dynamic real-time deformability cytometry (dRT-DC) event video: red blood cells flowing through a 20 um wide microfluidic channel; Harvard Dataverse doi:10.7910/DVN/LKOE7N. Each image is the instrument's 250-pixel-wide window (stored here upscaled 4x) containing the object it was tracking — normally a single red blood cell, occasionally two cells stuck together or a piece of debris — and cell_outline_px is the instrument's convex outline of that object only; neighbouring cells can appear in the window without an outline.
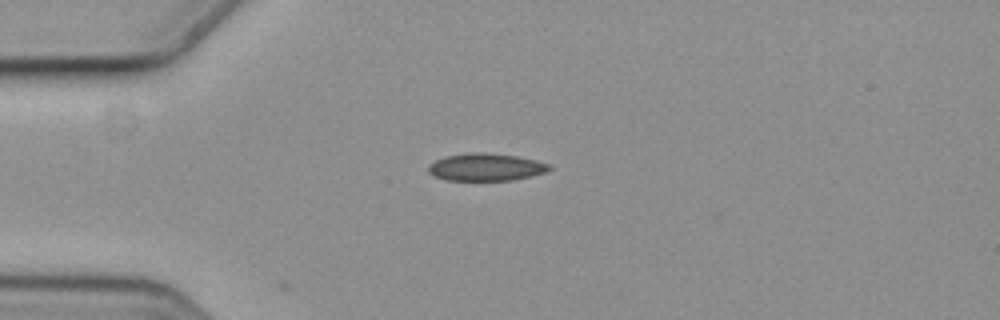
{"species": "common noctule bat (a hibernating species)", "species_latin": "Nyctalus noctula", "temperature_condition": "cold", "stored_images_in_passage": 3, "camera_frame_rate_fps": 3000, "um_per_image_px": 0.085, "animal": {"sex": "female", "body_mass_g": 19.3, "forearm_length_mm": 54.1}, "frame": {"image": 1, "passage_image": 1, "time_ms": 0.0, "image_size_px": [1000, 320], "cell_outline_px": [[552, 168], [544, 172], [532, 176], [512, 180], [444, 180], [428, 172], [428, 164], [444, 156], [468, 152], [484, 152], [516, 156], [536, 160], [552, 164]], "centroid_in_image_um": [41.3, 14.19], "position_along_channel_um": 43.7, "area_um2": 19.48}}
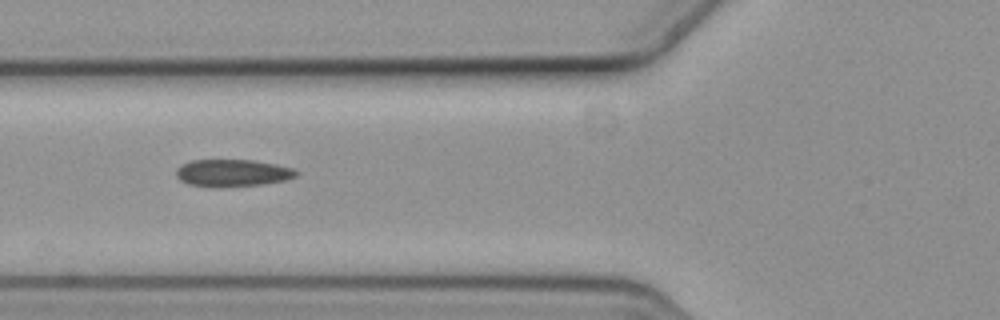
{"frame": {"image": 2, "passage_image": 3, "time_ms": 0.667, "image_size_px": [1000, 320], "cell_outline_px": [[300, 172], [296, 176], [284, 180], [260, 184], [220, 188], [212, 188], [188, 184], [180, 180], [176, 176], [176, 168], [180, 164], [192, 160], [256, 160], [276, 164], [292, 168]], "centroid_in_image_um": [19.72, 14.7], "position_along_channel_um": 106.1, "area_um2": 19.31}}